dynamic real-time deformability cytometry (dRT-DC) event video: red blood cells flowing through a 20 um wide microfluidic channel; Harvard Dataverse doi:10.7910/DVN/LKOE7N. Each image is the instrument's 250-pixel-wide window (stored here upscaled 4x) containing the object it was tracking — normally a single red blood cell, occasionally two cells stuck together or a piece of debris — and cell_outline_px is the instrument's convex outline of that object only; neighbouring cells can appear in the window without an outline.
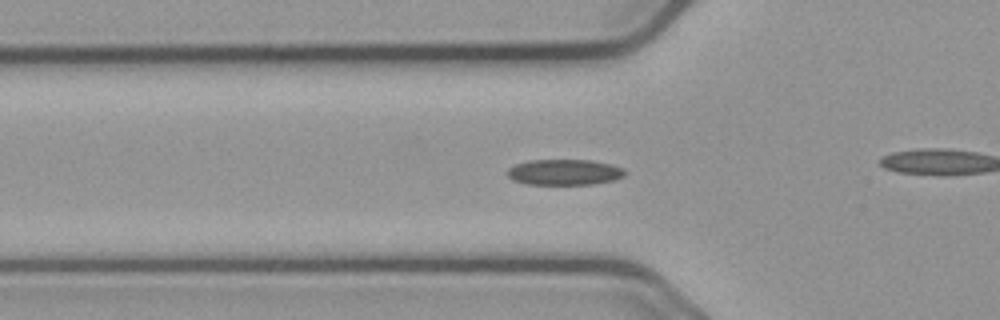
{"species": "common noctule bat (a hibernating species)", "species_latin": "Nyctalus noctula", "temperature_condition": "cold", "stored_images_in_passage": 57, "camera_frame_rate_fps": 3000, "um_per_image_px": 0.085, "animal": {"sex": "male", "body_mass_g": 23.1, "forearm_length_mm": 52.7}, "frame": {"image": 1, "passage_image": 19, "time_ms": 6.0, "image_size_px": [1000, 320], "cell_outline_px": [[624, 176], [616, 180], [592, 184], [528, 184], [512, 180], [508, 176], [508, 168], [516, 164], [528, 160], [592, 160], [612, 164], [624, 168]], "centroid_in_image_um": [47.99, 14.63], "position_along_channel_um": 77.8, "area_um2": 17.69}}
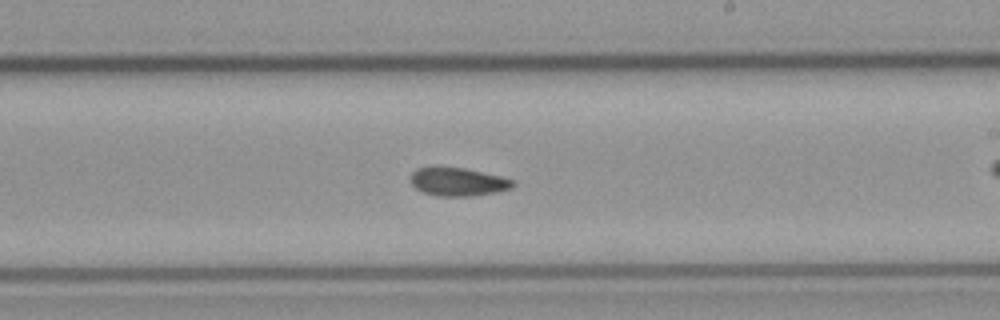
{"frame": {"image": 2, "passage_image": 33, "time_ms": 10.667, "image_size_px": [1000, 320], "cell_outline_px": [[516, 184], [512, 188], [496, 192], [472, 196], [436, 196], [424, 192], [416, 188], [412, 184], [412, 172], [416, 168], [464, 168], [500, 176], [516, 180]], "centroid_in_image_um": [38.99, 15.47], "position_along_channel_um": 250.0, "area_um2": 16.65}}
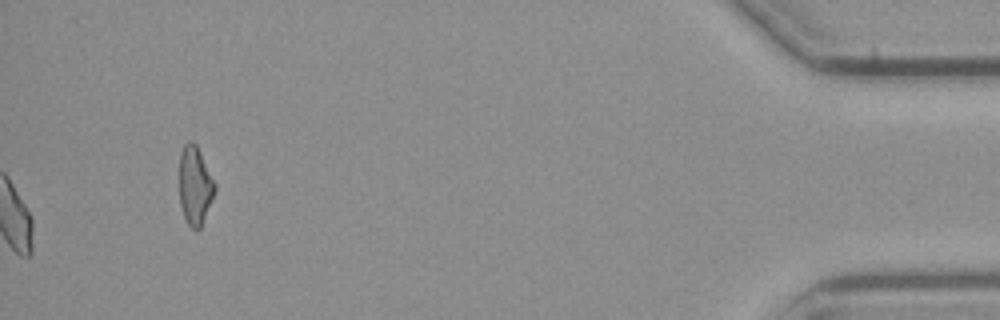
{"frame": {"image": 3, "passage_image": 57, "time_ms": 18.667, "image_size_px": [1000, 320], "cell_outline_px": [[216, 188], [212, 200], [200, 228], [196, 232], [188, 224], [184, 216], [180, 204], [180, 152], [184, 144], [188, 140], [192, 140], [196, 144], [216, 184]], "centroid_in_image_um": [16.57, 15.76], "position_along_channel_um": 418.6, "area_um2": 16.18}, "authors_computed_cell_mechanics": {"area_um2": 16.9932, "velocity_mm_per_s": 3.6645, "shape_relaxation_time_tau1_ms": null, "shape_relaxation_time_tau2_ms": 7.2268, "deformation_change_tau1": null, "deformation_change_tau2": 0.1252}}